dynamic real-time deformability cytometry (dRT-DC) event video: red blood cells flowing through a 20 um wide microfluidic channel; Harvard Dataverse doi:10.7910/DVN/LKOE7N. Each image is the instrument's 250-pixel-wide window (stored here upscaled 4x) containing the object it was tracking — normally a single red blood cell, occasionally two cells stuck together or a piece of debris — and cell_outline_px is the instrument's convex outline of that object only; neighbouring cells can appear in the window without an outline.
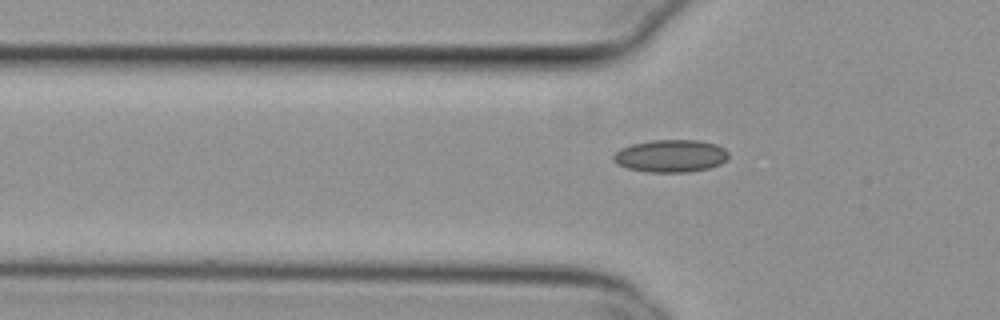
{"species": "common noctule bat (a hibernating species)", "species_latin": "Nyctalus noctula", "temperature_condition": "cold", "stored_images_in_passage": 32, "camera_frame_rate_fps": 3000, "um_per_image_px": 0.085, "animal": {"sex": "female", "body_mass_g": 29.2, "forearm_length_mm": 56.3}, "frame": {"image": 1, "passage_image": 3, "time_ms": 0.667, "image_size_px": [1000, 320], "cell_outline_px": [[728, 156], [720, 164], [708, 168], [688, 172], [648, 172], [628, 168], [616, 164], [612, 160], [612, 156], [620, 148], [632, 144], [652, 140], [696, 140], [716, 144], [724, 148], [728, 152]], "centroid_in_image_um": [56.98, 13.25], "position_along_channel_um": 68.8, "area_um2": 21.79}}
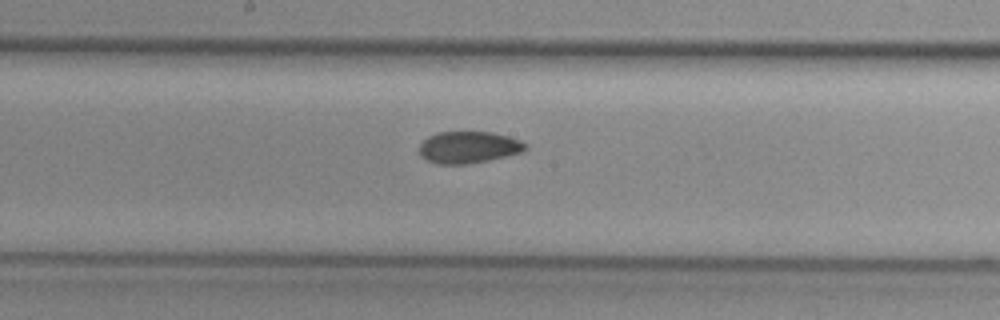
{"frame": {"image": 2, "passage_image": 14, "time_ms": 4.333, "image_size_px": [1000, 320], "cell_outline_px": [[528, 148], [520, 152], [488, 160], [464, 164], [436, 164], [420, 156], [420, 144], [428, 136], [436, 132], [492, 132], [508, 136], [520, 140], [528, 144]], "centroid_in_image_um": [39.82, 12.51], "position_along_channel_um": 208.4, "area_um2": 19.59}}
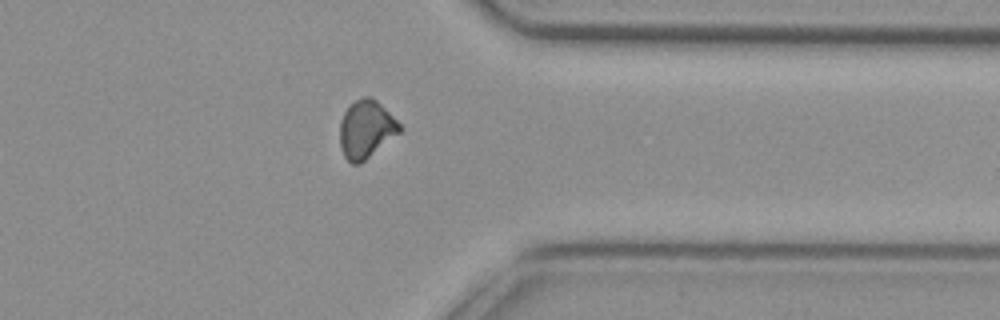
{"frame": {"image": 3, "passage_image": 28, "time_ms": 9.0, "image_size_px": [1000, 320], "cell_outline_px": [[404, 128], [400, 132], [360, 164], [352, 164], [344, 156], [340, 148], [340, 120], [348, 104], [364, 96], [372, 96]], "centroid_in_image_um": [31.09, 10.98], "position_along_channel_um": 380.3, "area_um2": 20.17}}